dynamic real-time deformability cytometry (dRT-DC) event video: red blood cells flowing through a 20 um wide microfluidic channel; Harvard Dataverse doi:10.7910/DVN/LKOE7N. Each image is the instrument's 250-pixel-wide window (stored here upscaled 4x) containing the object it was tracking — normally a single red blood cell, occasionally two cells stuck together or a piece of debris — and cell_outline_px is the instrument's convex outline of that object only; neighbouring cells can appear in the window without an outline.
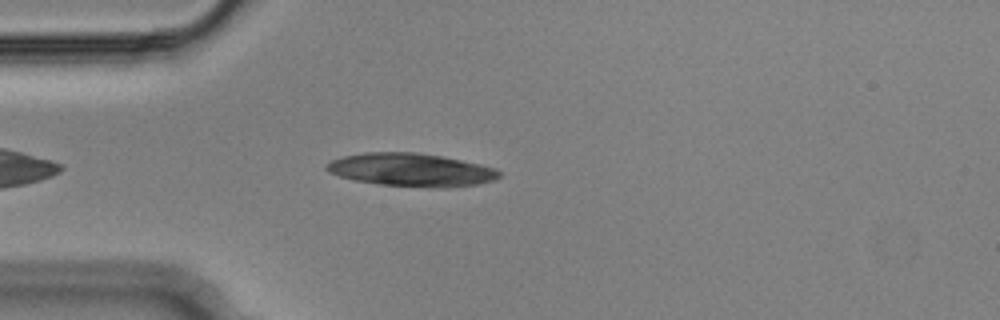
{"species": "Egyptian fruit bat (a non-hibernating species)", "species_latin": "Rousettus aegyptiacus", "temperature_condition": "cold", "stored_images_in_passage": 39, "camera_frame_rate_fps": 3000, "um_per_image_px": 0.085, "animal": {"sex": "male"}, "frame": {"image": 1, "passage_image": 6, "time_ms": 1.667, "image_size_px": [1000, 320], "cell_outline_px": [[500, 176], [496, 180], [476, 184], [448, 188], [428, 188], [380, 184], [352, 180], [328, 172], [324, 168], [324, 164], [332, 160], [344, 156], [364, 152], [416, 152], [440, 156], [480, 164], [496, 168], [500, 172]], "centroid_in_image_um": [34.93, 14.44], "position_along_channel_um": 50.1, "area_um2": 33.52}}
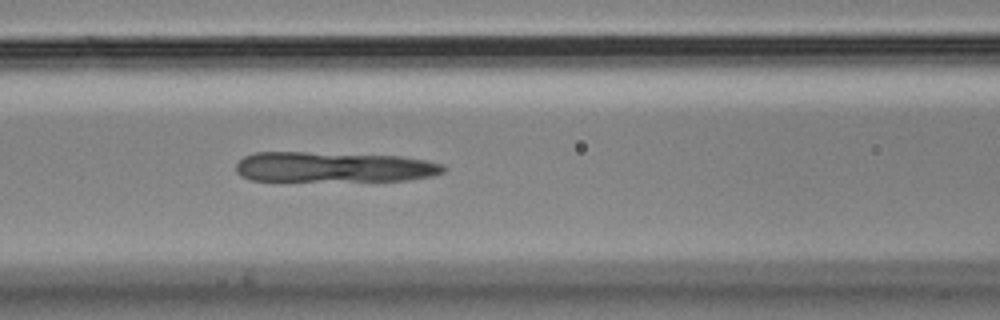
{"frame": {"image": 2, "passage_image": 14, "time_ms": 4.333, "image_size_px": [1000, 320], "cell_outline_px": [[444, 172], [432, 176], [408, 180], [252, 180], [240, 176], [236, 172], [236, 164], [244, 156], [252, 152], [304, 152], [400, 156], [424, 160], [444, 164]], "centroid_in_image_um": [28.34, 14.19], "position_along_channel_um": 138.3, "area_um2": 36.41}}
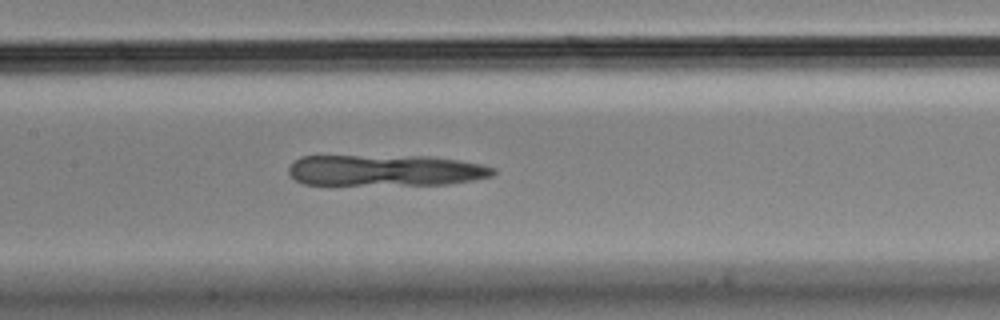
{"frame": {"image": 3, "passage_image": 17, "time_ms": 5.333, "image_size_px": [1000, 320], "cell_outline_px": [[496, 172], [492, 176], [472, 180], [448, 184], [304, 184], [296, 180], [288, 172], [288, 168], [300, 156], [432, 156], [460, 160], [480, 164], [496, 168]], "centroid_in_image_um": [32.8, 14.47], "position_along_channel_um": 174.6, "area_um2": 37.05}}